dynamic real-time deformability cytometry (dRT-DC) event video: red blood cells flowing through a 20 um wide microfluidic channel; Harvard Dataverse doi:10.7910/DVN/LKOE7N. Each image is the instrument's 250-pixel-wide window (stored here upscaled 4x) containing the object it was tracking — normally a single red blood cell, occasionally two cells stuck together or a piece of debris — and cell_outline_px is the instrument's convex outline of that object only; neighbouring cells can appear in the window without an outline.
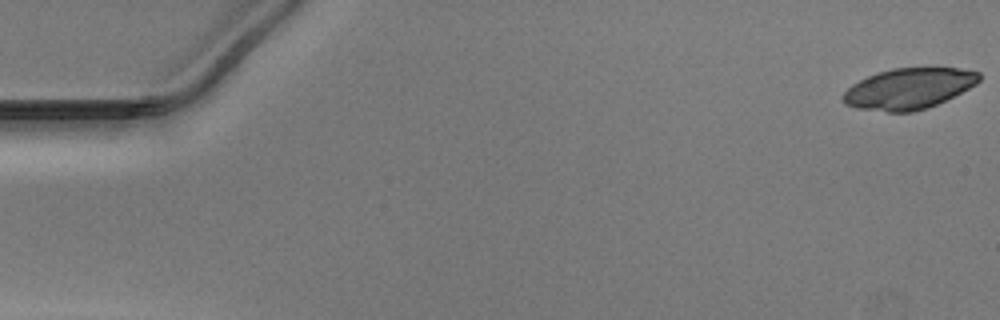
{"species": "Egyptian fruit bat (a non-hibernating species)", "species_latin": "Rousettus aegyptiacus", "temperature_condition": "warm", "stored_images_in_passage": 47, "camera_frame_rate_fps": 3000, "um_per_image_px": 0.085, "animal": {"sex": "male"}, "frame": {"image": 1, "passage_image": 1, "time_ms": 0.0, "image_size_px": [1000, 320], "cell_outline_px": [[980, 80], [976, 84], [928, 108], [912, 112], [888, 112], [856, 108], [844, 104], [844, 92], [852, 84], [868, 76], [892, 68], [960, 68], [980, 72]], "centroid_in_image_um": [77.24, 7.53], "position_along_channel_um": 7.8, "area_um2": 32.08}}